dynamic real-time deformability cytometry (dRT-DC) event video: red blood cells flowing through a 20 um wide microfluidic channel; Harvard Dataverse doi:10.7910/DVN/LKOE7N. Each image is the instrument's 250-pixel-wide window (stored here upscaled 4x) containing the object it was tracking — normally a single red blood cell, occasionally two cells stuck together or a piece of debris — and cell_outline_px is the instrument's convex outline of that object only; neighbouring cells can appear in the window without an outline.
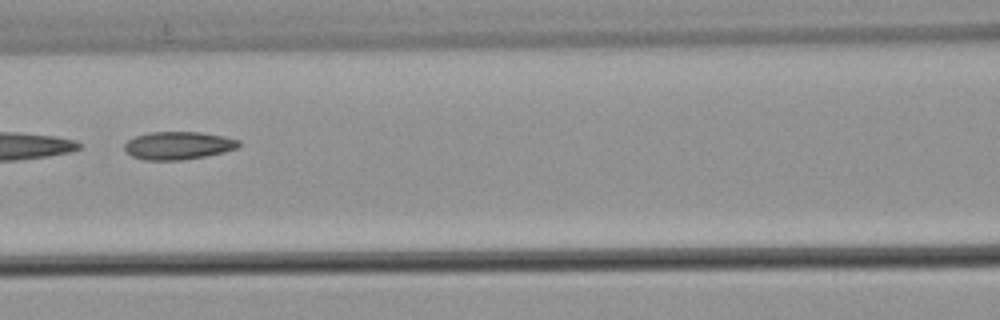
{"species": "common noctule bat (a hibernating species)", "species_latin": "Nyctalus noctula", "temperature_condition": "warm", "stored_images_in_passage": 6, "camera_frame_rate_fps": 3000, "um_per_image_px": 0.085, "animal": {"sex": "male", "body_mass_g": 21.5, "forearm_length_mm": 52.0}, "frame": {"image": 1, "passage_image": 6, "time_ms": 1.667, "image_size_px": [1000, 320], "cell_outline_px": [[240, 144], [236, 148], [224, 152], [204, 156], [180, 160], [144, 160], [132, 156], [124, 152], [124, 144], [128, 140], [136, 136], [152, 132], [200, 132], [224, 136], [240, 140]], "centroid_in_image_um": [15.12, 12.37], "position_along_channel_um": 151.5, "area_um2": 18.55}}